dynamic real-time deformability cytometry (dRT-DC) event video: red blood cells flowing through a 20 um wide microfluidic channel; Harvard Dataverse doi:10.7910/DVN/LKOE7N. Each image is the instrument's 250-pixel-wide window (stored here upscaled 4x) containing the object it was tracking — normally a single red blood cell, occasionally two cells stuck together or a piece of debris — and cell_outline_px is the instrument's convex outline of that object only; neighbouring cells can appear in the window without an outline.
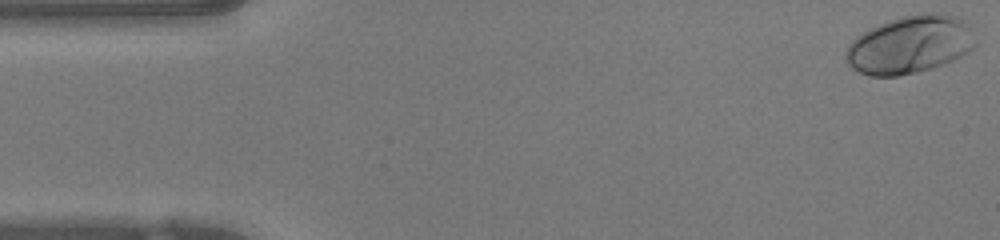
{"species": "human", "species_latin": "Homo sapiens", "temperature_condition": "warm", "stored_images_in_passage": 47, "camera_frame_rate_fps": 3000, "um_per_image_px": 0.085, "donor": {"sex": "female"}, "frame": {"image": 1, "passage_image": 1, "time_ms": 0.0, "image_size_px": [1000, 240], "cell_outline_px": [[976, 44], [968, 52], [952, 60], [932, 68], [916, 72], [896, 76], [868, 76], [852, 68], [848, 64], [848, 44], [856, 36], [868, 28], [888, 20], [900, 16], [928, 12], [936, 12], [952, 16], [964, 20], [968, 24]], "centroid_in_image_um": [77.33, 3.78], "position_along_channel_um": 7.7, "area_um2": 43.47}}
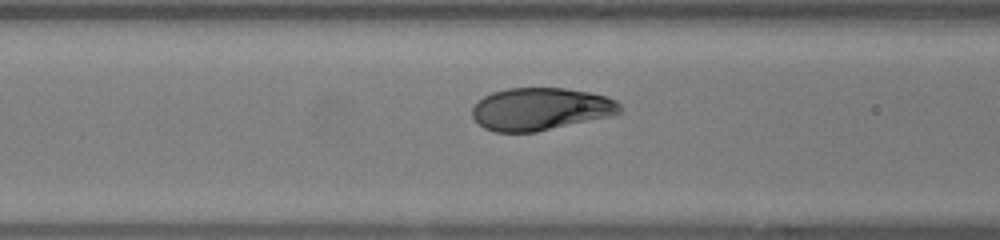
{"frame": {"image": 2, "passage_image": 18, "time_ms": 5.667, "image_size_px": [1000, 240], "cell_outline_px": [[624, 108], [620, 112], [608, 116], [536, 132], [496, 132], [484, 128], [472, 116], [472, 108], [484, 96], [492, 92], [508, 88], [564, 88], [588, 92], [608, 96], [616, 100]], "centroid_in_image_um": [45.95, 9.26], "position_along_channel_um": 120.6, "area_um2": 36.41}}
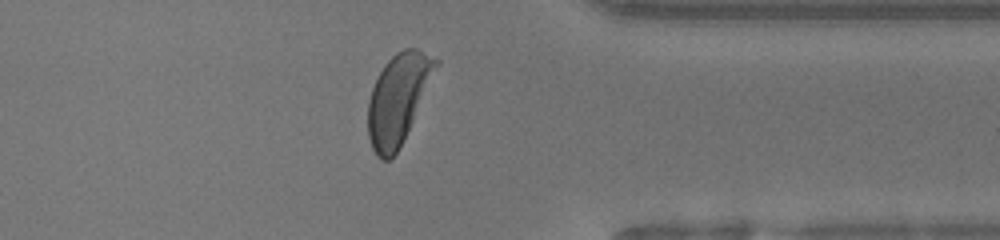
{"frame": {"image": 3, "passage_image": 37, "time_ms": 12.0, "image_size_px": [1000, 240], "cell_outline_px": [[440, 64], [396, 152], [388, 160], [380, 160], [376, 156], [372, 148], [368, 136], [368, 100], [372, 88], [384, 64], [396, 52], [404, 48], [416, 48], [440, 60]], "centroid_in_image_um": [33.83, 8.36], "position_along_channel_um": 377.6, "area_um2": 34.91}, "authors_computed_cell_mechanics": {"area_um2": 37.8012, "velocity_mm_per_s": 4.218, "shape_relaxation_time_tau1_ms": 2.0657, "shape_relaxation_time_tau2_ms": null, "deformation_change_tau1": 0.1603, "deformation_change_tau2": null}}